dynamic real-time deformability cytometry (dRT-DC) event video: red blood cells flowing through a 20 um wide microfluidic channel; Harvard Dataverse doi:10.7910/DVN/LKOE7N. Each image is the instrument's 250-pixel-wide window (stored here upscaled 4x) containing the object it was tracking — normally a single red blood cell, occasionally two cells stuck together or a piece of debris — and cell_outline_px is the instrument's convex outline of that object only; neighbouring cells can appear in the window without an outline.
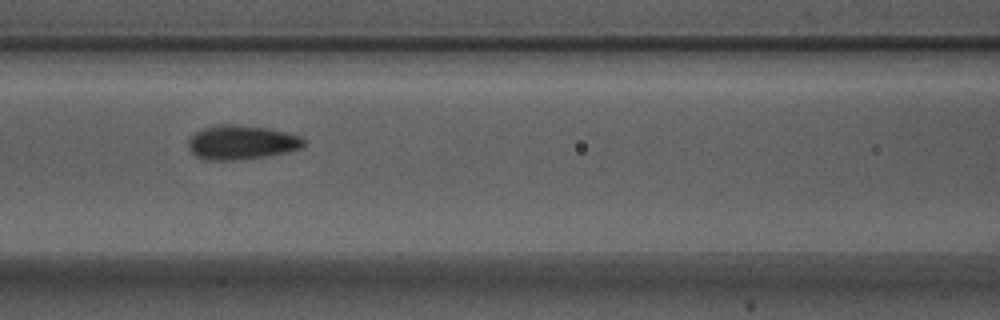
{"species": "Egyptian fruit bat (a non-hibernating species)", "species_latin": "Rousettus aegyptiacus", "temperature_condition": "warm", "stored_images_in_passage": 8, "camera_frame_rate_fps": 3000, "um_per_image_px": 0.085, "animal": {"sex": "male"}, "frame": {"image": 1, "passage_image": 5, "time_ms": 1.333, "image_size_px": [1000, 320], "cell_outline_px": [[308, 144], [300, 148], [268, 156], [232, 160], [204, 160], [196, 156], [188, 148], [188, 140], [196, 132], [204, 128], [220, 124], [232, 124], [268, 128], [300, 136]], "centroid_in_image_um": [20.52, 12.1], "position_along_channel_um": 146.1, "area_um2": 22.89}}
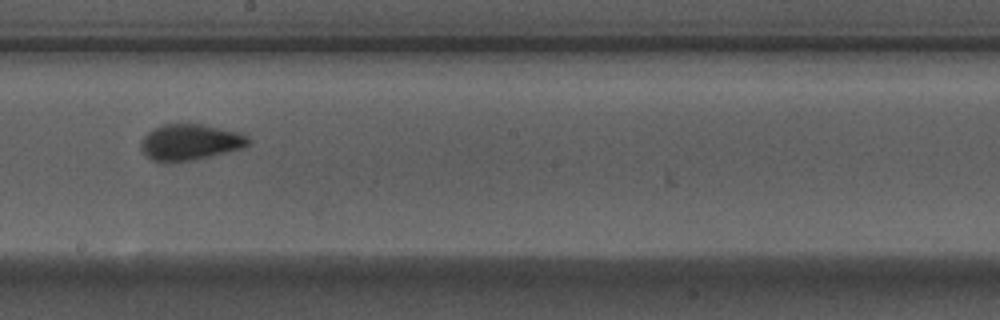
{"frame": {"image": 2, "passage_image": 7, "time_ms": 2.0, "image_size_px": [1000, 320], "cell_outline_px": [[252, 140], [244, 148], [192, 160], [152, 160], [140, 148], [140, 140], [152, 128], [160, 124], [200, 124], [240, 132], [248, 136]], "centroid_in_image_um": [16.18, 12.05], "position_along_channel_um": 232.0, "area_um2": 22.31}}
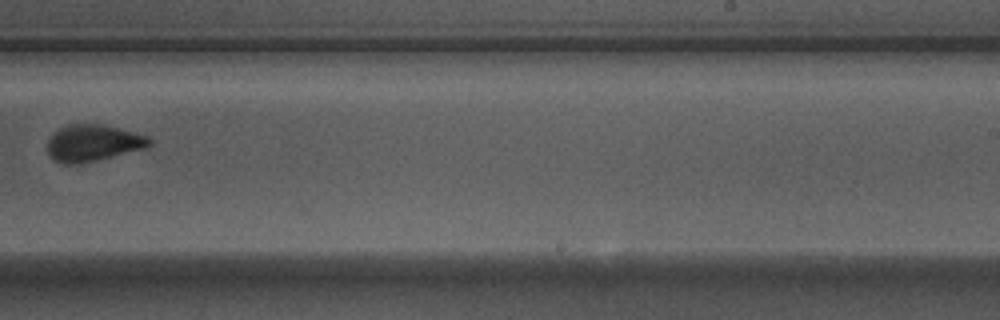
{"frame": {"image": 3, "passage_image": 8, "time_ms": 2.333, "image_size_px": [1000, 320], "cell_outline_px": [[152, 144], [144, 148], [80, 164], [64, 164], [56, 160], [48, 152], [48, 140], [52, 132], [68, 124], [100, 124], [136, 132], [148, 136], [152, 140]], "centroid_in_image_um": [7.9, 12.14], "position_along_channel_um": 281.1, "area_um2": 21.62}}